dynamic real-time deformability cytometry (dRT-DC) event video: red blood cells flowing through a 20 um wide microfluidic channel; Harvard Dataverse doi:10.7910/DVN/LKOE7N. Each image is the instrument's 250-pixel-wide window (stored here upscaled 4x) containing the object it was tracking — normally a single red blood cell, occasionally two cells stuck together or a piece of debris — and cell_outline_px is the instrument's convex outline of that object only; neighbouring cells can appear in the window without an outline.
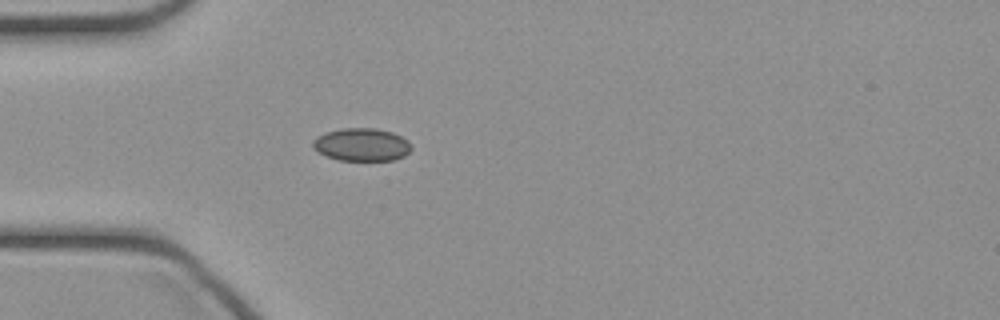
{"species": "common noctule bat (a hibernating species)", "species_latin": "Nyctalus noctula", "temperature_condition": "cold", "stored_images_in_passage": 34, "camera_frame_rate_fps": 3000, "um_per_image_px": 0.085, "animal": {"sex": "female", "body_mass_g": 21.9}, "frame": {"image": 1, "passage_image": 1, "time_ms": 0.0, "image_size_px": [1000, 320], "cell_outline_px": [[412, 148], [404, 156], [392, 160], [340, 160], [328, 156], [312, 148], [312, 140], [316, 136], [340, 128], [376, 128], [392, 132], [408, 140], [412, 144]], "centroid_in_image_um": [30.75, 12.28], "position_along_channel_um": 54.2, "area_um2": 18.84}}
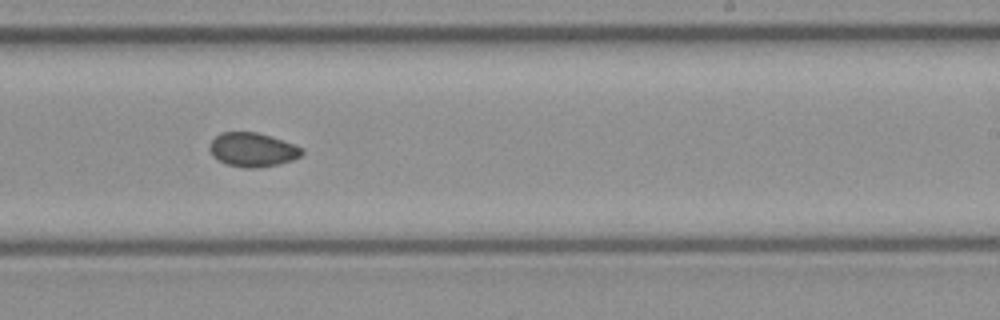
{"frame": {"image": 2, "passage_image": 16, "time_ms": 5.0, "image_size_px": [1000, 320], "cell_outline_px": [[304, 152], [300, 156], [292, 160], [280, 164], [256, 168], [244, 168], [228, 164], [212, 156], [208, 148], [212, 140], [220, 132], [256, 132], [304, 148]], "centroid_in_image_um": [21.45, 12.73], "position_along_channel_um": 267.5, "area_um2": 18.15}}
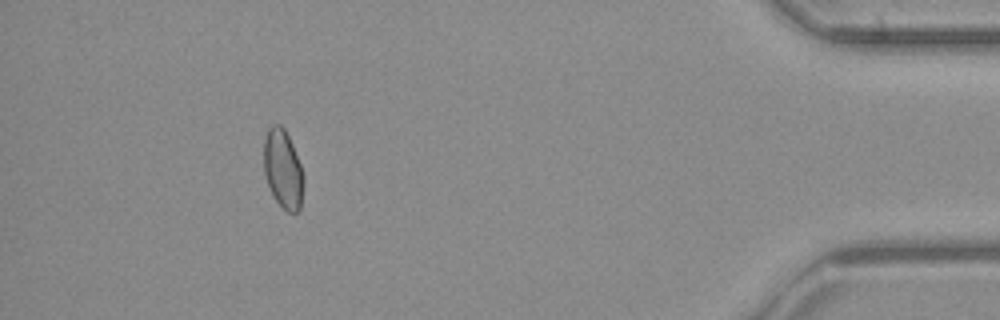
{"frame": {"image": 3, "passage_image": 30, "time_ms": 9.667, "image_size_px": [1000, 320], "cell_outline_px": [[304, 184], [300, 208], [296, 212], [288, 212], [276, 200], [268, 184], [264, 172], [264, 136], [268, 128], [272, 124], [280, 124], [284, 128], [292, 144], [300, 164], [304, 176]], "centroid_in_image_um": [24.05, 14.34], "position_along_channel_um": 411.1, "area_um2": 18.15}}